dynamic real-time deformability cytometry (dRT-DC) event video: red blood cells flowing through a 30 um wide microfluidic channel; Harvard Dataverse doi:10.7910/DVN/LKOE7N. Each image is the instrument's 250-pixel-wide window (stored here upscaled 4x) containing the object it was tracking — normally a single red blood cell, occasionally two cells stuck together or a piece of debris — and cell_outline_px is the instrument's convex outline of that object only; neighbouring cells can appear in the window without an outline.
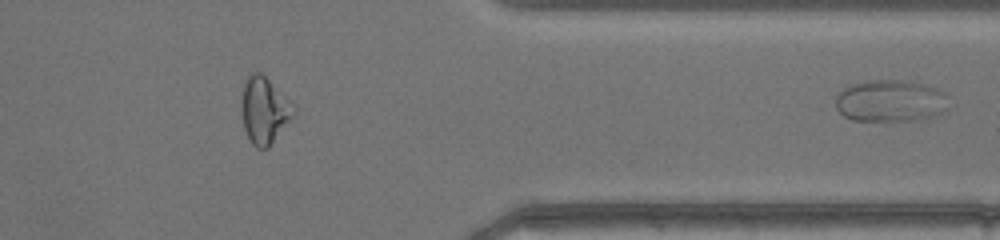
{"species": "common noctule bat (a hibernating species)", "species_latin": "Nyctalus noctula", "temperature_condition": "warm", "stored_images_in_passage": 34, "segment_of_instrument_passage": [2, 2], "camera_frame_rate_fps": 3000, "um_per_image_px": 0.085, "animal": {"sex": "female", "body_mass_g": 17.0, "forearm_length_mm": 48.0}, "frame": {"image": 1, "passage_image": 34, "time_ms": 11.0, "image_size_px": [1000, 240], "cell_outline_px": [[948, 108], [936, 116], [912, 120], [852, 120], [844, 116], [836, 108], [836, 96], [844, 88], [852, 84], [868, 80], [900, 80], [940, 88], [944, 92]], "centroid_in_image_um": [75.68, 8.57], "position_along_channel_um": 335.7, "area_um2": 27.46}}